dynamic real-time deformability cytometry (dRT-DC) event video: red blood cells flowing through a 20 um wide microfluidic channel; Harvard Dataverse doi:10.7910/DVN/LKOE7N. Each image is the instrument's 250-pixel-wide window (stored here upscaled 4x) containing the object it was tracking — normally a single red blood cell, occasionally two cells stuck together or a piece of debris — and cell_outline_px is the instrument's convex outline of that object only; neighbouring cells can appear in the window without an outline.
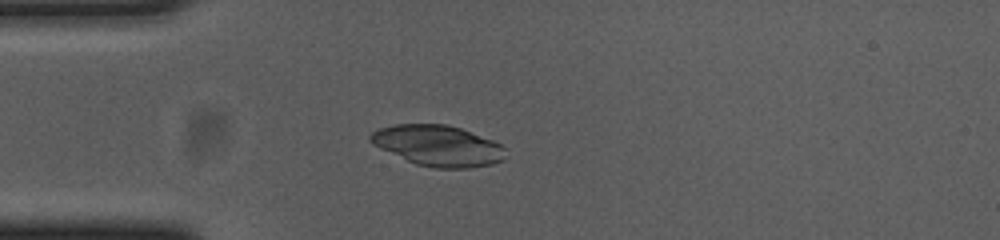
{"species": "common noctule bat (a hibernating species)", "species_latin": "Nyctalus noctula", "temperature_condition": "cold", "stored_images_in_passage": 43, "camera_frame_rate_fps": 3000, "um_per_image_px": 0.085, "animal": {"sex": "female", "body_mass_g": 23.0, "forearm_length_mm": 53.4}, "frame": {"image": 1, "passage_image": 3, "time_ms": 0.667, "image_size_px": [1000, 240], "cell_outline_px": [[504, 160], [492, 164], [468, 168], [436, 168], [416, 164], [372, 144], [368, 140], [368, 136], [372, 132], [380, 128], [396, 124], [444, 124], [460, 128], [492, 140], [500, 144], [504, 148]], "centroid_in_image_um": [37.21, 12.38], "position_along_channel_um": 47.8, "area_um2": 31.79}}